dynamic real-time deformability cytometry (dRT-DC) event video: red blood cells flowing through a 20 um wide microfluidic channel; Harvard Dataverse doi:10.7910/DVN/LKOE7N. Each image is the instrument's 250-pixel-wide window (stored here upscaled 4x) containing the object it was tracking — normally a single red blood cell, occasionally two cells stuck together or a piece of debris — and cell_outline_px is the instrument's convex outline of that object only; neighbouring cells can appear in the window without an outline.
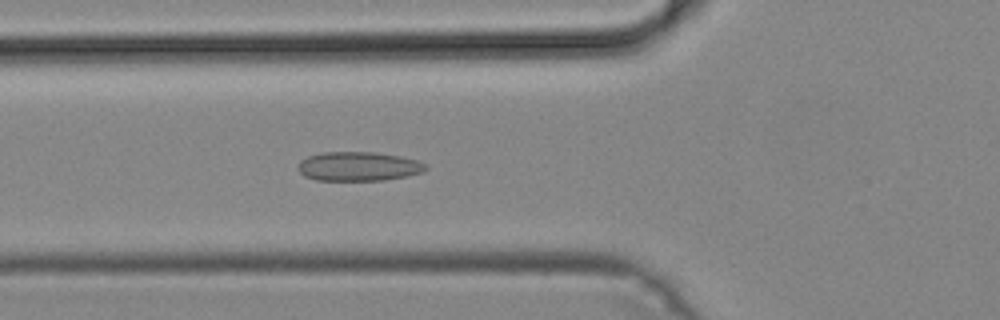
{"species": "common noctule bat (a hibernating species)", "species_latin": "Nyctalus noctula", "temperature_condition": "cold", "stored_images_in_passage": 48, "camera_frame_rate_fps": 3000, "um_per_image_px": 0.085, "animal": {"sex": "male", "body_mass_g": 19.2, "forearm_length_mm": 51.8}, "frame": {"image": 1, "passage_image": 17, "time_ms": 5.333, "image_size_px": [1000, 320], "cell_outline_px": [[428, 168], [424, 172], [408, 176], [384, 180], [316, 180], [304, 176], [296, 168], [300, 160], [308, 156], [324, 152], [376, 152], [400, 156], [416, 160], [428, 164]], "centroid_in_image_um": [30.49, 14.14], "position_along_channel_um": 95.3, "area_um2": 21.91}}
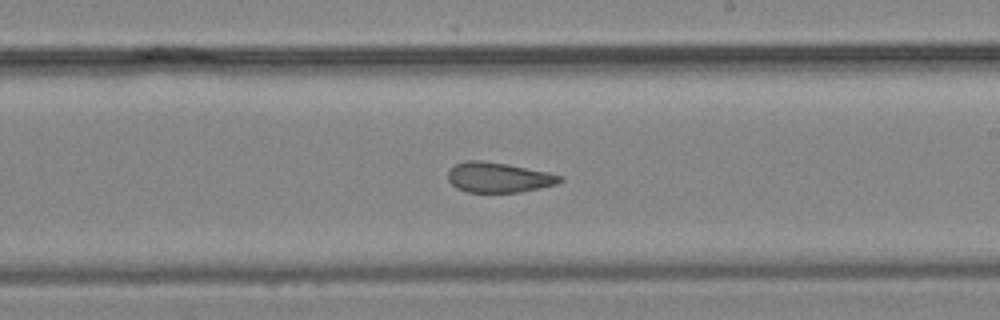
{"frame": {"image": 2, "passage_image": 28, "time_ms": 9.0, "image_size_px": [1000, 320], "cell_outline_px": [[564, 180], [556, 184], [540, 188], [520, 192], [468, 192], [456, 188], [448, 180], [448, 172], [456, 164], [468, 160], [480, 160], [508, 164], [548, 172], [564, 176]], "centroid_in_image_um": [42.41, 15.08], "position_along_channel_um": 246.6, "area_um2": 19.65}}
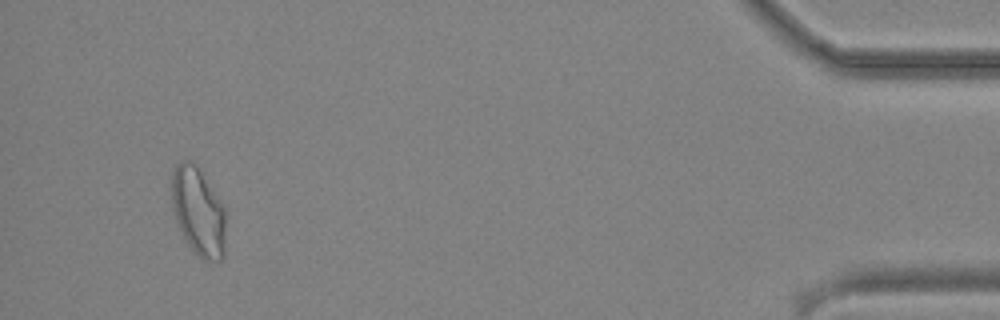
{"frame": {"image": 3, "passage_image": 46, "time_ms": 15.0, "image_size_px": [1000, 320], "cell_outline_px": [[224, 256], [220, 260], [200, 260], [188, 244], [176, 224], [172, 208], [168, 184], [172, 172], [176, 164], [180, 160], [192, 160], [220, 200], [224, 208]], "centroid_in_image_um": [16.78, 17.95], "position_along_channel_um": 418.4, "area_um2": 28.21}}